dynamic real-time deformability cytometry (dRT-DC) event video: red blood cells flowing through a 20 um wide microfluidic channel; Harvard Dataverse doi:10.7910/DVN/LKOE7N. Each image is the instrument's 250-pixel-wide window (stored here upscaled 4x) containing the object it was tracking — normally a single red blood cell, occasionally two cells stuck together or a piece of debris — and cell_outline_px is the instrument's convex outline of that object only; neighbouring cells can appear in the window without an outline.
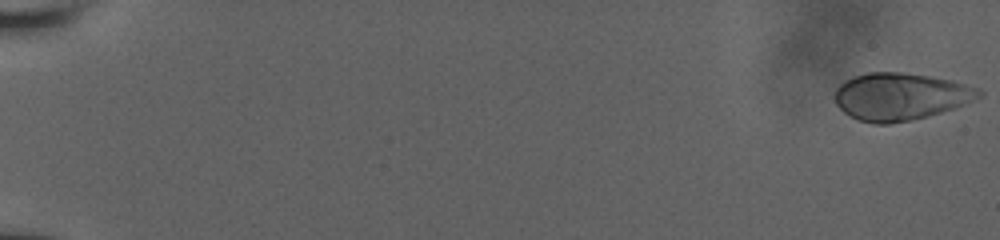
{"species": "human", "species_latin": "Homo sapiens", "temperature_condition": "room temperature", "stored_images_in_passage": 23, "camera_frame_rate_fps": 3000, "um_per_image_px": 0.085, "donor": {"sex": "male"}, "frame": {"image": 1, "passage_image": 1, "time_ms": 0.0, "image_size_px": [1000, 240], "cell_outline_px": [[984, 96], [964, 104], [940, 112], [908, 120], [888, 124], [872, 124], [860, 120], [844, 112], [836, 104], [836, 88], [844, 80], [852, 76], [868, 72], [900, 72], [928, 76], [952, 80], [980, 88], [984, 92]], "centroid_in_image_um": [76.55, 8.18], "position_along_channel_um": 8.5, "area_um2": 39.54}}
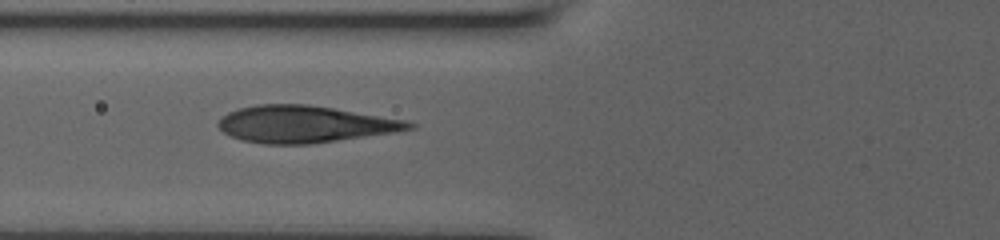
{"frame": {"image": 2, "passage_image": 17, "time_ms": 7.667, "image_size_px": [1000, 240], "cell_outline_px": [[416, 128], [392, 132], [312, 144], [264, 144], [240, 140], [224, 132], [216, 124], [228, 112], [240, 108], [256, 104], [308, 104], [408, 120], [416, 124]], "centroid_in_image_um": [25.91, 10.55], "position_along_channel_um": 99.9, "area_um2": 40.92}}
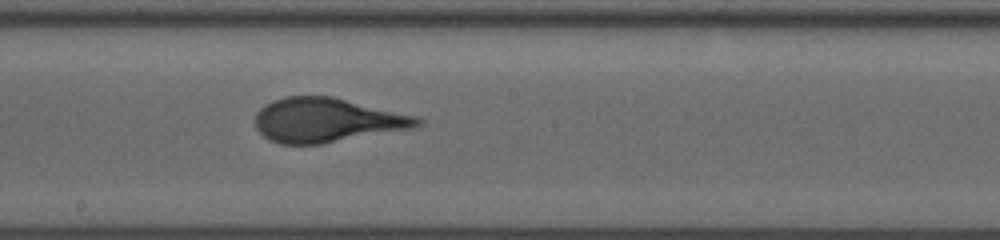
{"frame": {"image": 3, "passage_image": 23, "time_ms": 10.667, "image_size_px": [1000, 240], "cell_outline_px": [[424, 124], [412, 128], [324, 144], [280, 144], [268, 140], [256, 128], [256, 112], [260, 108], [272, 100], [284, 96], [332, 96], [420, 116], [424, 120]], "centroid_in_image_um": [27.82, 10.21], "position_along_channel_um": 220.4, "area_um2": 42.31}}